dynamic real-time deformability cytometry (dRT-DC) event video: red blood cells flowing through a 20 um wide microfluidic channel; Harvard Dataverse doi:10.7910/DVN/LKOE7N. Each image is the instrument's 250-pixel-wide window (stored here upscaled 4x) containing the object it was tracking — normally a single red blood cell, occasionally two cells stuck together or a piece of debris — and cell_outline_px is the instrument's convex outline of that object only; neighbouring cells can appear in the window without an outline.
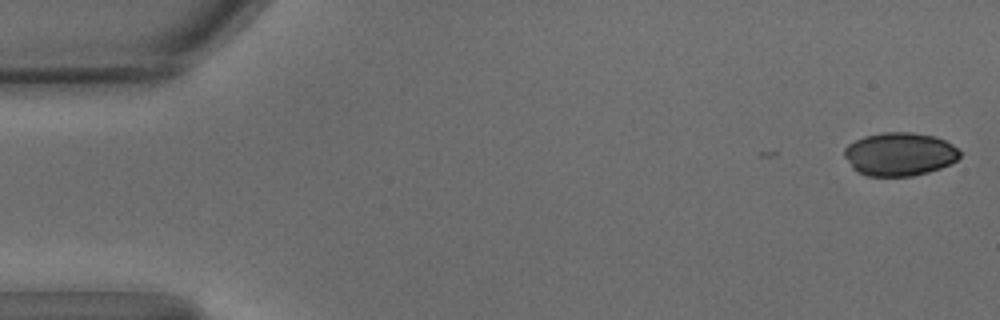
{"species": "common noctule bat (a hibernating species)", "species_latin": "Nyctalus noctula", "temperature_condition": "warm", "stored_images_in_passage": 2, "camera_frame_rate_fps": 3000, "um_per_image_px": 0.085, "animal": {"sex": "male", "body_mass_g": 15.6}, "frame": {"image": 1, "passage_image": 2, "time_ms": 0.333, "image_size_px": [1000, 320], "cell_outline_px": [[960, 156], [956, 160], [940, 168], [928, 172], [912, 176], [868, 176], [856, 172], [852, 168], [844, 156], [844, 148], [848, 144], [864, 136], [884, 132], [912, 132], [932, 136], [944, 140], [952, 144], [960, 152]], "centroid_in_image_um": [76.43, 13.1], "position_along_channel_um": 8.6, "area_um2": 29.13}}